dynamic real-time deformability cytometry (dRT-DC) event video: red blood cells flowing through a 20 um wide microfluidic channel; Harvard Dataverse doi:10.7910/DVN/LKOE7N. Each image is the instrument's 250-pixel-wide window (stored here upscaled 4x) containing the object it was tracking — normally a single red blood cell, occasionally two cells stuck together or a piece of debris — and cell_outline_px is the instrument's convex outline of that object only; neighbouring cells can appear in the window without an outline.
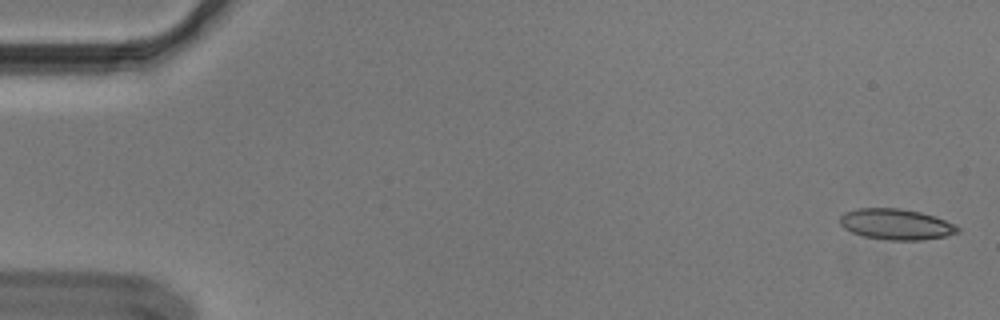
{"species": "Egyptian fruit bat (a non-hibernating species)", "species_latin": "Rousettus aegyptiacus", "temperature_condition": "cold", "stored_images_in_passage": 54, "camera_frame_rate_fps": 3000, "um_per_image_px": 0.085, "animal": {"sex": "male"}, "frame": {"image": 1, "passage_image": 1, "time_ms": 0.0, "image_size_px": [1000, 320], "cell_outline_px": [[960, 232], [944, 236], [920, 240], [888, 240], [864, 236], [852, 232], [844, 228], [840, 224], [840, 216], [844, 212], [860, 208], [900, 208], [920, 212], [944, 220], [960, 228]], "centroid_in_image_um": [76.13, 19.06], "position_along_channel_um": 8.9, "area_um2": 20.92}}
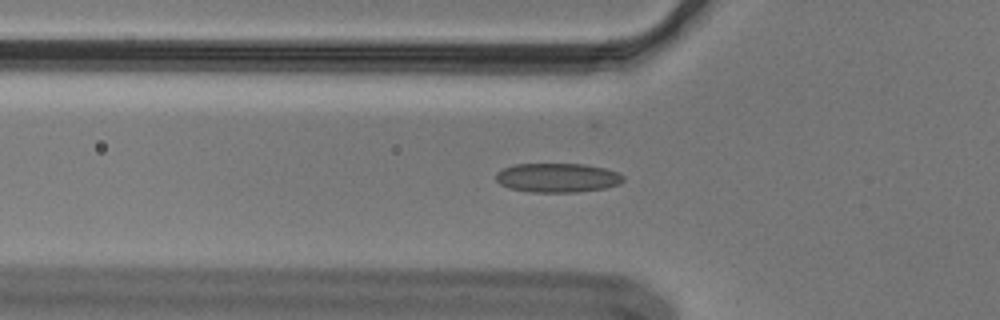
{"frame": {"image": 2, "passage_image": 18, "time_ms": 5.667, "image_size_px": [1000, 320], "cell_outline_px": [[624, 180], [620, 184], [604, 188], [576, 192], [528, 192], [508, 188], [500, 184], [496, 180], [496, 172], [504, 168], [516, 164], [584, 164], [604, 168], [616, 172], [624, 176]], "centroid_in_image_um": [47.36, 15.11], "position_along_channel_um": 78.4, "area_um2": 21.68}}
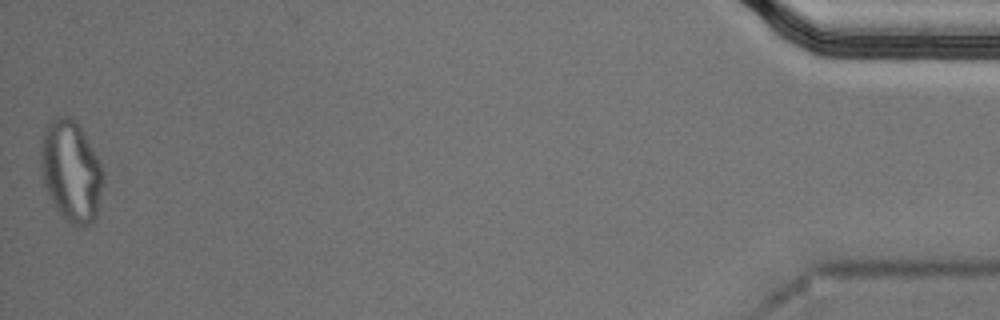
{"frame": {"image": 3, "passage_image": 54, "time_ms": 17.667, "image_size_px": [1000, 320], "cell_outline_px": [[104, 180], [96, 216], [92, 224], [72, 224], [56, 208], [44, 184], [40, 164], [40, 152], [44, 132], [48, 124], [56, 116], [72, 116], [80, 124], [104, 172]], "centroid_in_image_um": [6.05, 14.49], "position_along_channel_um": 429.1, "area_um2": 36.41}, "authors_computed_cell_mechanics": {"area_um2": 21.1259, "velocity_mm_per_s": 3.6639, "shape_relaxation_time_tau1_ms": null, "shape_relaxation_time_tau2_ms": 1.6787, "deformation_change_tau1": null, "deformation_change_tau2": 0.0762}}